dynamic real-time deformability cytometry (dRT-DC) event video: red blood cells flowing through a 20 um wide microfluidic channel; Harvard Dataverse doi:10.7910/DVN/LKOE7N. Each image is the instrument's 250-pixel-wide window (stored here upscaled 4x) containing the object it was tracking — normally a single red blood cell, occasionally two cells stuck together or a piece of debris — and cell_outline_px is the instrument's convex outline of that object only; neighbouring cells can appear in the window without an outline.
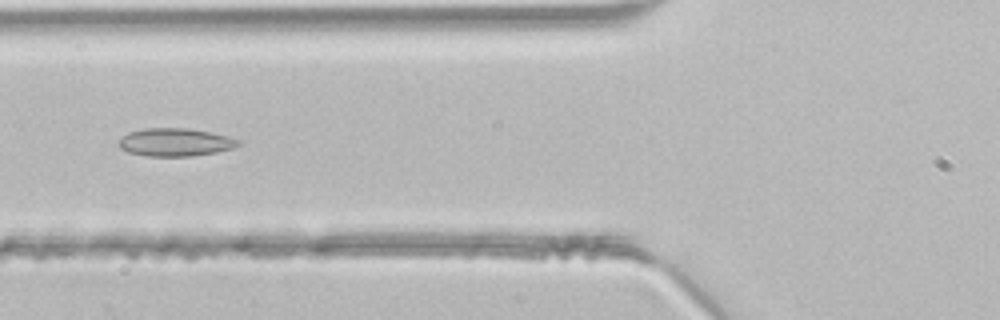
{"species": "common noctule bat (a hibernating species)", "species_latin": "Nyctalus noctula", "temperature_condition": "room temperature", "stored_images_in_passage": 36, "camera_frame_rate_fps": 3000, "um_per_image_px": 0.085, "animal": {"sex": "male", "body_mass_g": 21.5, "forearm_length_mm": 52.0}, "frame": {"image": 1, "passage_image": 11, "time_ms": 3.333, "image_size_px": [1000, 320], "cell_outline_px": [[240, 144], [232, 148], [216, 152], [192, 156], [144, 156], [128, 152], [120, 148], [116, 144], [128, 132], [144, 128], [188, 128], [228, 136], [240, 140]], "centroid_in_image_um": [14.86, 12.09], "position_along_channel_um": 110.9, "area_um2": 19.48}}
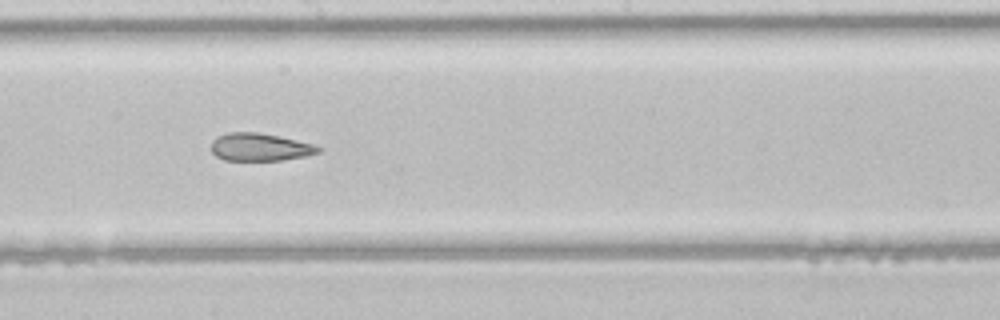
{"frame": {"image": 2, "passage_image": 19, "time_ms": 6.0, "image_size_px": [1000, 320], "cell_outline_px": [[324, 148], [320, 152], [304, 156], [280, 160], [224, 160], [216, 156], [212, 152], [212, 140], [216, 136], [228, 132], [256, 132], [280, 136], [312, 144]], "centroid_in_image_um": [22.08, 12.49], "position_along_channel_um": 226.1, "area_um2": 17.28}}
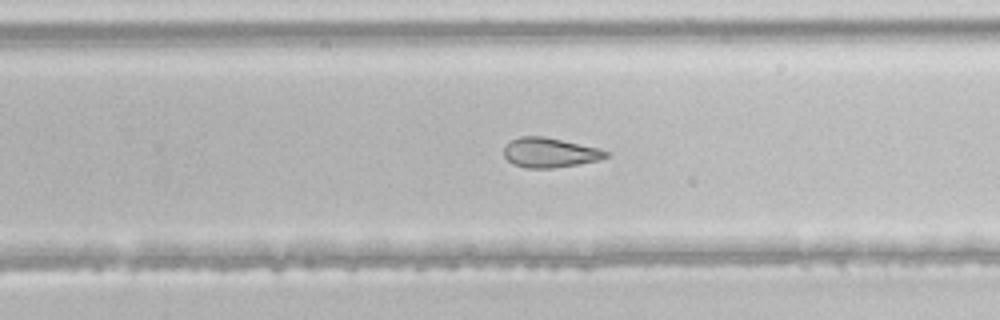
{"frame": {"image": 3, "passage_image": 23, "time_ms": 7.333, "image_size_px": [1000, 320], "cell_outline_px": [[612, 152], [608, 156], [600, 160], [552, 168], [528, 168], [512, 164], [504, 156], [504, 148], [512, 140], [520, 136], [544, 136], [600, 148]], "centroid_in_image_um": [46.77, 12.97], "position_along_channel_um": 283.0, "area_um2": 17.69}}